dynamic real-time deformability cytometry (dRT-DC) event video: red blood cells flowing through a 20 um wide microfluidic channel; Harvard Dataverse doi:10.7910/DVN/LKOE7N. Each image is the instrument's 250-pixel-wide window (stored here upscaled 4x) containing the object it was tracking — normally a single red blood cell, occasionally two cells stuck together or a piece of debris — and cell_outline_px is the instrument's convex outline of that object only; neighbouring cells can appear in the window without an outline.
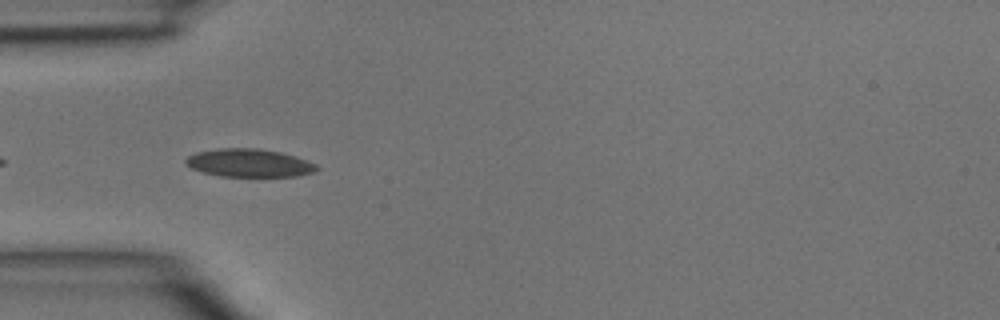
{"species": "common noctule bat (a hibernating species)", "species_latin": "Nyctalus noctula", "temperature_condition": "room temperature", "stored_images_in_passage": 8, "camera_frame_rate_fps": 3000, "um_per_image_px": 0.085, "animal": {"sex": "male", "body_mass_g": 15.6}, "frame": {"image": 1, "passage_image": 2, "time_ms": 0.333, "image_size_px": [1000, 320], "cell_outline_px": [[320, 168], [316, 172], [296, 176], [220, 176], [204, 172], [192, 168], [184, 164], [184, 160], [188, 156], [196, 152], [216, 148], [256, 148], [280, 152], [316, 164]], "centroid_in_image_um": [21.15, 13.85], "position_along_channel_um": 63.9, "area_um2": 21.33}}
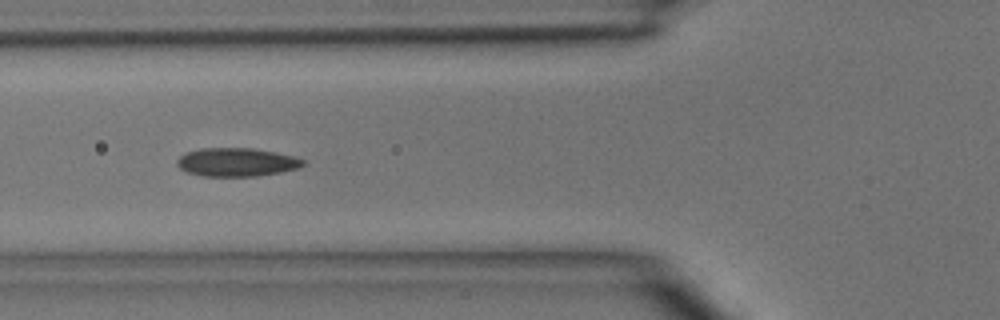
{"frame": {"image": 2, "passage_image": 5, "time_ms": 1.333, "image_size_px": [1000, 320], "cell_outline_px": [[304, 164], [300, 168], [280, 172], [256, 176], [204, 176], [188, 172], [180, 168], [176, 164], [176, 160], [180, 156], [188, 152], [204, 148], [252, 148], [276, 152], [292, 156], [304, 160]], "centroid_in_image_um": [20.12, 13.78], "position_along_channel_um": 105.7, "area_um2": 20.75}}